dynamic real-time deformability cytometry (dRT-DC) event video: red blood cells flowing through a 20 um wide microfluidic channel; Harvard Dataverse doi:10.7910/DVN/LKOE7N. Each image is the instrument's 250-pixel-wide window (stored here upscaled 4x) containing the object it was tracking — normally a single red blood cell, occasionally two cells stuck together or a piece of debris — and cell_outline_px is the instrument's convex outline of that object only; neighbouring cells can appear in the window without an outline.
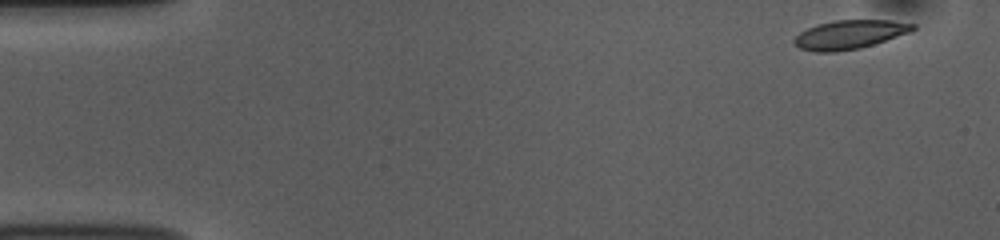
{"species": "common noctule bat (a hibernating species)", "species_latin": "Nyctalus noctula", "temperature_condition": "room temperature", "stored_images_in_passage": 51, "camera_frame_rate_fps": 3000, "um_per_image_px": 0.085, "animal": {"sex": "female", "body_mass_g": 10.0, "forearm_length_mm": 53.1}, "frame": {"image": 1, "passage_image": 1, "time_ms": 0.0, "image_size_px": [1000, 240], "cell_outline_px": [[916, 28], [908, 32], [860, 48], [836, 52], [816, 52], [800, 48], [792, 40], [800, 32], [816, 24], [836, 20], [888, 20], [916, 24]], "centroid_in_image_um": [72.17, 2.93], "position_along_channel_um": 12.8, "area_um2": 19.65}}
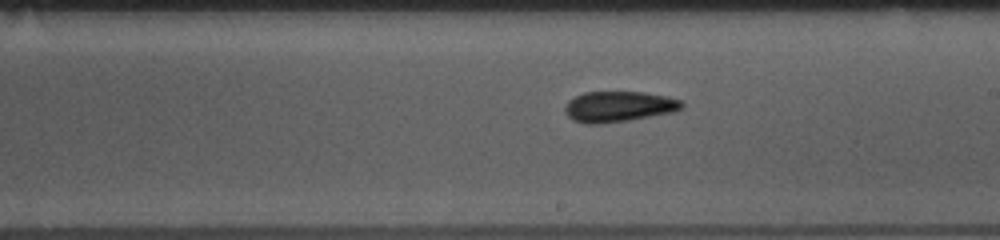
{"frame": {"image": 2, "passage_image": 28, "time_ms": 9.0, "image_size_px": [1000, 240], "cell_outline_px": [[684, 108], [676, 112], [628, 120], [600, 124], [584, 124], [572, 120], [564, 112], [564, 108], [568, 100], [584, 92], [644, 92], [668, 96], [680, 100], [684, 104]], "centroid_in_image_um": [52.6, 9.06], "position_along_channel_um": 236.4, "area_um2": 21.15}}
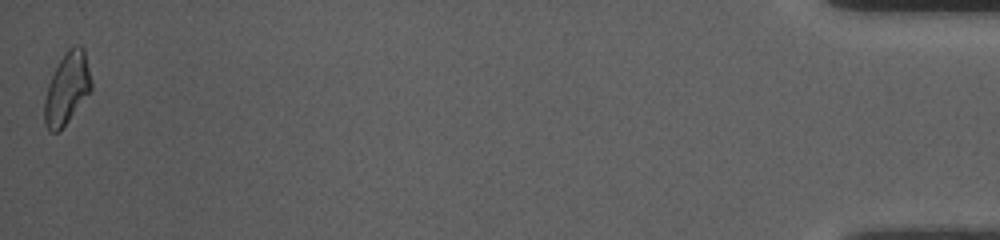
{"frame": {"image": 3, "passage_image": 51, "time_ms": 16.667, "image_size_px": [1000, 240], "cell_outline_px": [[92, 88], [68, 120], [56, 132], [52, 132], [44, 124], [44, 100], [48, 84], [64, 52], [72, 44], [80, 44], [84, 48], [92, 84]], "centroid_in_image_um": [5.69, 7.45], "position_along_channel_um": 429.5, "area_um2": 19.19}, "authors_computed_cell_mechanics": {"area_um2": 20.1722, "velocity_mm_per_s": 3.7384, "shape_relaxation_time_tau1_ms": 4.5245, "shape_relaxation_time_tau2_ms": 4.0975, "deformation_change_tau1": 0.1428, "deformation_change_tau2": 0.1219}}